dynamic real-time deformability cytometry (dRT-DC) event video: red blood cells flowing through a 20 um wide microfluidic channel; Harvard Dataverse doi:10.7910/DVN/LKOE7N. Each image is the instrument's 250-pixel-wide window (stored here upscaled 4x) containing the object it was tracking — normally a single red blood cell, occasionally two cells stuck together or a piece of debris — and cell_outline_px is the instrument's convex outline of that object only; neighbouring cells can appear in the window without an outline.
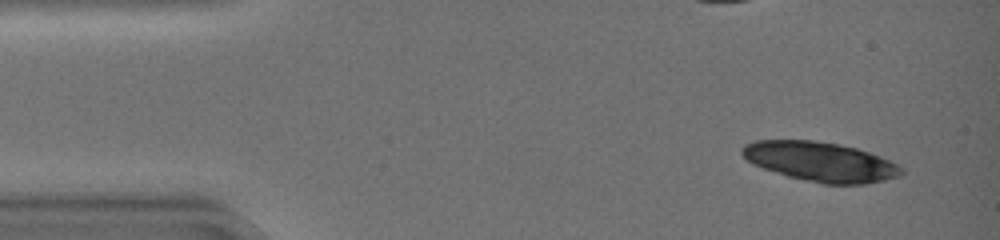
{"species": "common noctule bat (a hibernating species)", "species_latin": "Nyctalus noctula", "temperature_condition": "warm", "stored_images_in_passage": 14, "camera_frame_rate_fps": 3000, "um_per_image_px": 0.085, "animal": {"sex": "female", "body_mass_g": 19.0, "forearm_length_mm": 51.5}, "frame": {"image": 1, "passage_image": 3, "time_ms": 0.667, "image_size_px": [1000, 240], "cell_outline_px": [[904, 172], [900, 176], [884, 180], [864, 184], [824, 184], [804, 180], [788, 176], [752, 164], [740, 152], [744, 144], [756, 140], [812, 140], [836, 144], [856, 148], [868, 152], [888, 160], [904, 168]], "centroid_in_image_um": [69.73, 13.75], "position_along_channel_um": 15.3, "area_um2": 36.41}}